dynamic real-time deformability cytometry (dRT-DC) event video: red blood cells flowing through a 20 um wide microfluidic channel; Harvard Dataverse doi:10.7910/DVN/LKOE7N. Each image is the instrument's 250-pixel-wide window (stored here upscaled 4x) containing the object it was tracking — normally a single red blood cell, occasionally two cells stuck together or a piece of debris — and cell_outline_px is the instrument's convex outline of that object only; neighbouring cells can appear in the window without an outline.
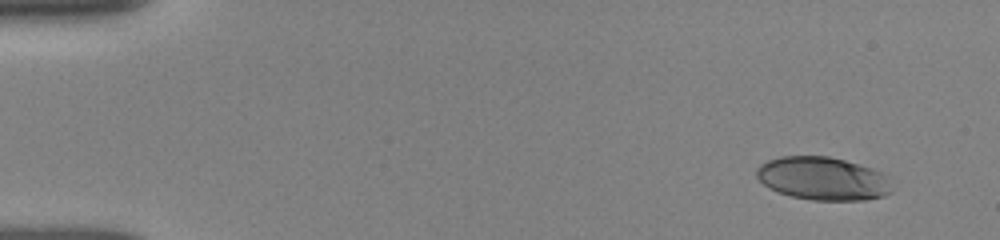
{"species": "human", "species_latin": "Homo sapiens", "temperature_condition": "room temperature", "stored_images_in_passage": 46, "camera_frame_rate_fps": 3000, "um_per_image_px": 0.085, "donor": {"sex": "female"}, "frame": {"image": 1, "passage_image": 1, "time_ms": 0.0, "image_size_px": [1000, 240], "cell_outline_px": [[892, 192], [884, 196], [864, 200], [812, 200], [792, 196], [768, 188], [756, 176], [756, 168], [760, 164], [768, 160], [780, 156], [828, 156], [844, 160], [872, 168], [888, 176]], "centroid_in_image_um": [69.94, 15.17], "position_along_channel_um": 15.1, "area_um2": 34.04}}
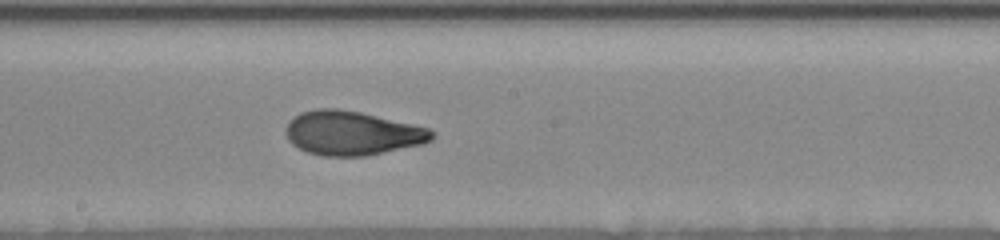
{"frame": {"image": 2, "passage_image": 21, "time_ms": 8.333, "image_size_px": [1000, 240], "cell_outline_px": [[436, 136], [432, 140], [424, 144], [364, 156], [324, 156], [308, 152], [292, 144], [288, 140], [284, 132], [284, 128], [288, 120], [300, 112], [316, 108], [340, 108], [360, 112], [412, 124], [428, 128], [436, 132]], "centroid_in_image_um": [29.91, 11.3], "position_along_channel_um": 218.3, "area_um2": 37.86}}
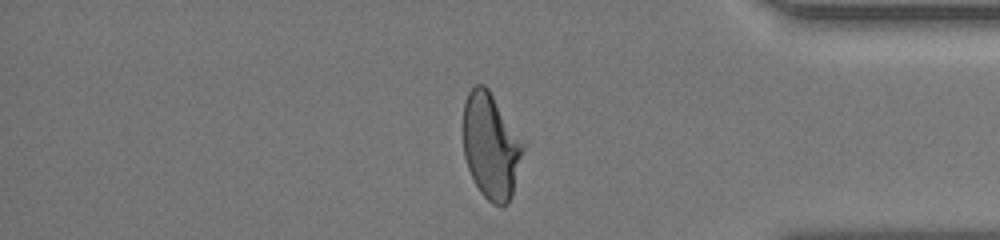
{"frame": {"image": 3, "passage_image": 38, "time_ms": 13.333, "image_size_px": [1000, 240], "cell_outline_px": [[524, 148], [512, 196], [508, 204], [492, 204], [480, 192], [468, 168], [464, 156], [460, 128], [464, 104], [468, 92], [476, 84], [484, 84], [488, 88], [524, 144]], "centroid_in_image_um": [41.67, 12.39], "position_along_channel_um": 393.5, "area_um2": 37.05}, "authors_computed_cell_mechanics": {"area_um2": 36.8764, "velocity_mm_per_s": 3.8831, "shape_relaxation_time_tau1_ms": 7.0981, "shape_relaxation_time_tau2_ms": 0.9966, "deformation_change_tau1": 0.2192, "deformation_change_tau2": 0.0702}}